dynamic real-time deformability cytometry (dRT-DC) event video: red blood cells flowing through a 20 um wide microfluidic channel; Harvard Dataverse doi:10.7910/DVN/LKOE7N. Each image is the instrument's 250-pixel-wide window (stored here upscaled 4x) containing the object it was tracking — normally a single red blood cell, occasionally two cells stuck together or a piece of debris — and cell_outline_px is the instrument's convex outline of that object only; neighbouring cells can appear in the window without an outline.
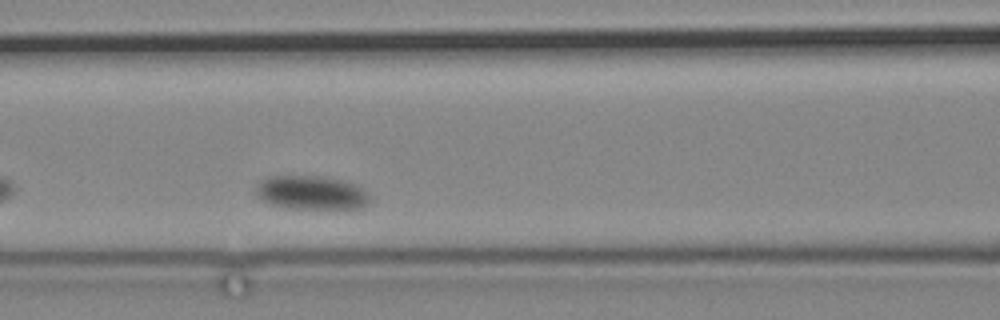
{"species": "common noctule bat (a hibernating species)", "species_latin": "Nyctalus noctula", "temperature_condition": "cold", "stored_images_in_passage": 42, "camera_frame_rate_fps": 3000, "um_per_image_px": 0.085, "animal": {"sex": "male", "body_mass_g": 19.2, "forearm_length_mm": 51.8}, "frame": {"image": 1, "passage_image": 13, "time_ms": 4.0, "image_size_px": [1000, 320], "cell_outline_px": [[368, 204], [364, 208], [288, 208], [272, 204], [264, 200], [256, 192], [256, 184], [260, 180], [272, 176], [324, 176], [344, 180], [364, 188], [368, 196]], "centroid_in_image_um": [26.49, 16.36], "position_along_channel_um": 140.1, "area_um2": 22.31}}
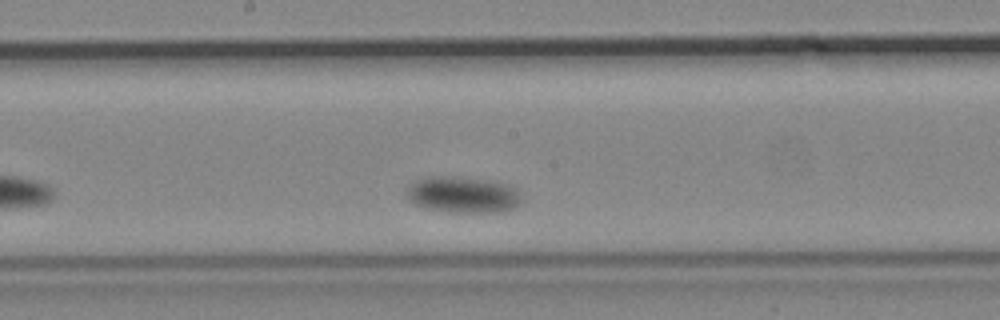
{"frame": {"image": 2, "passage_image": 21, "time_ms": 6.667, "image_size_px": [1000, 320], "cell_outline_px": [[524, 204], [516, 208], [504, 212], [448, 212], [424, 208], [408, 200], [408, 184], [416, 180], [428, 176], [444, 176], [484, 180], [504, 184], [516, 188]], "centroid_in_image_um": [39.37, 16.57], "position_along_channel_um": 208.8, "area_um2": 24.39}}
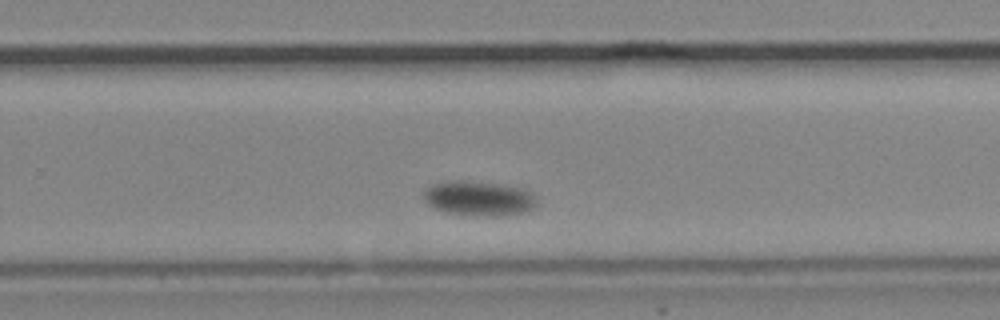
{"frame": {"image": 3, "passage_image": 30, "time_ms": 9.667, "image_size_px": [1000, 320], "cell_outline_px": [[536, 204], [532, 208], [524, 212], [484, 216], [476, 216], [444, 212], [432, 208], [424, 200], [424, 188], [432, 184], [452, 180], [460, 180], [496, 184], [520, 188], [532, 192], [536, 200]], "centroid_in_image_um": [40.62, 16.86], "position_along_channel_um": 289.2, "area_um2": 22.72}}